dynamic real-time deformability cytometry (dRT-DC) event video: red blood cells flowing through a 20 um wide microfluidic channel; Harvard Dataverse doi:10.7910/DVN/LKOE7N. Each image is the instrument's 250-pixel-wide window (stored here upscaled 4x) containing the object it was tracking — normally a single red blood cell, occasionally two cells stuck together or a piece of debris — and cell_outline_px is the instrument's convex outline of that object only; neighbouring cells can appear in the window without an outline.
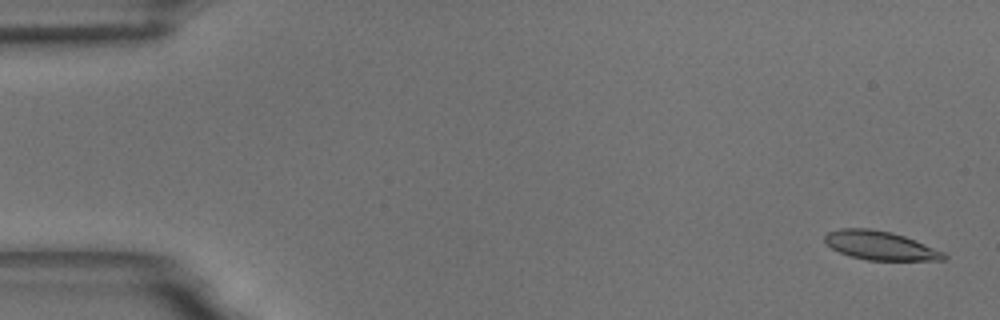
{"species": "common noctule bat (a hibernating species)", "species_latin": "Nyctalus noctula", "temperature_condition": "room temperature", "stored_images_in_passage": 55, "camera_frame_rate_fps": 3000, "um_per_image_px": 0.085, "animal": {"sex": "male", "body_mass_g": 18.8}, "frame": {"image": 1, "passage_image": 2, "time_ms": 0.333, "image_size_px": [1000, 320], "cell_outline_px": [[948, 256], [944, 260], [868, 260], [848, 256], [832, 248], [824, 240], [824, 236], [828, 232], [840, 228], [872, 228], [892, 232], [904, 236], [944, 252]], "centroid_in_image_um": [74.8, 20.86], "position_along_channel_um": 10.2, "area_um2": 19.94}}
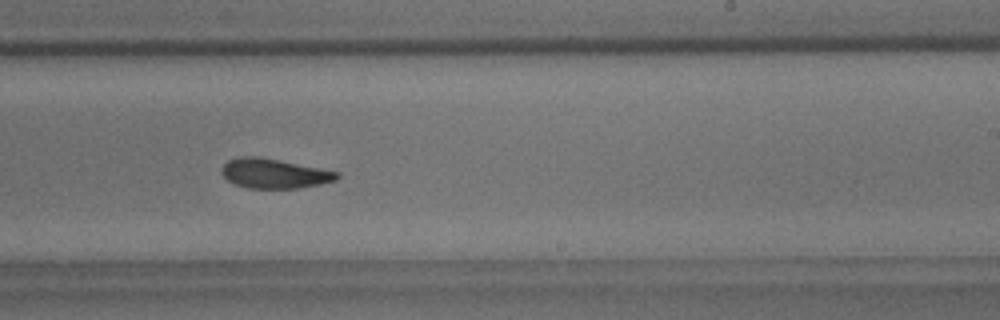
{"frame": {"image": 2, "passage_image": 34, "time_ms": 11.0, "image_size_px": [1000, 320], "cell_outline_px": [[340, 176], [336, 180], [320, 184], [296, 188], [248, 188], [232, 184], [220, 172], [220, 168], [228, 160], [240, 156], [260, 156], [340, 172]], "centroid_in_image_um": [23.28, 14.74], "position_along_channel_um": 265.7, "area_um2": 20.06}}
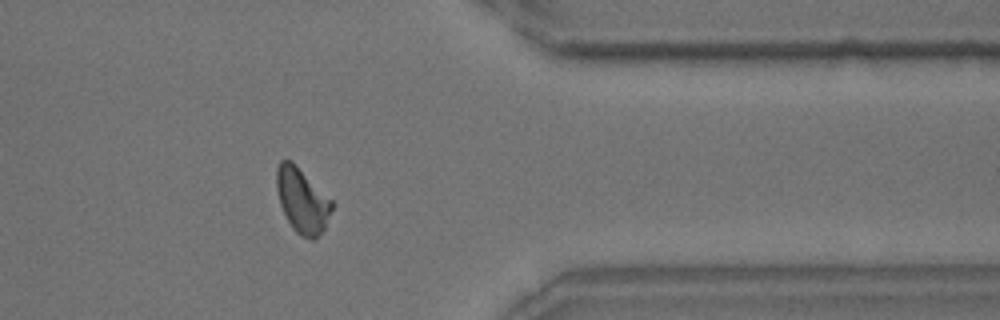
{"frame": {"image": 3, "passage_image": 45, "time_ms": 14.667, "image_size_px": [1000, 320], "cell_outline_px": [[332, 208], [324, 228], [316, 240], [312, 240], [300, 236], [292, 228], [280, 204], [276, 188], [276, 168], [280, 160], [292, 160], [332, 200]], "centroid_in_image_um": [25.67, 17.03], "position_along_channel_um": 385.7, "area_um2": 20.87}, "authors_computed_cell_mechanics": {"area_um2": 20.3456, "velocity_mm_per_s": 3.6591, "shape_relaxation_time_tau1_ms": 3.4271, "shape_relaxation_time_tau2_ms": 3.0748, "deformation_change_tau1": 0.1309, "deformation_change_tau2": 0.0975}}